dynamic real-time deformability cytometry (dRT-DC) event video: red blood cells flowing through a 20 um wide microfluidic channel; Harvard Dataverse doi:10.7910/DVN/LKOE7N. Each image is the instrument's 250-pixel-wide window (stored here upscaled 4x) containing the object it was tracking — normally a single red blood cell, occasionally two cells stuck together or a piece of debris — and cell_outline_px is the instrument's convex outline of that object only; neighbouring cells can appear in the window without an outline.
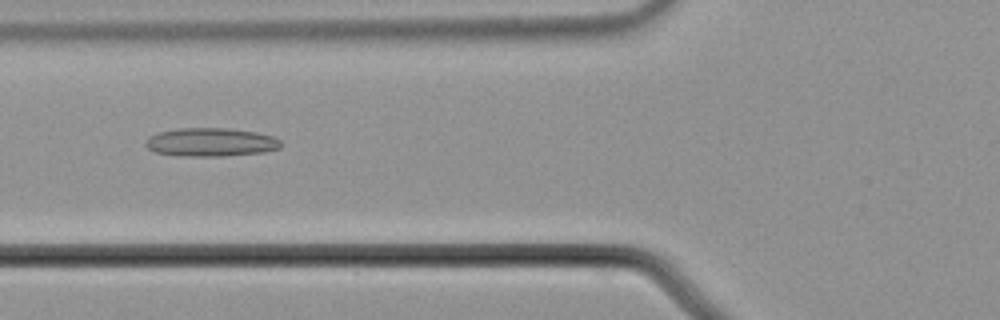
{"species": "common noctule bat (a hibernating species)", "species_latin": "Nyctalus noctula", "temperature_condition": "cold", "stored_images_in_passage": 56, "camera_frame_rate_fps": 3000, "um_per_image_px": 0.085, "animal": {"sex": "male", "body_mass_g": 21.5, "forearm_length_mm": 52.0}, "frame": {"image": 1, "passage_image": 22, "time_ms": 7.0, "image_size_px": [1000, 320], "cell_outline_px": [[284, 144], [280, 148], [264, 152], [224, 156], [180, 156], [156, 152], [148, 148], [144, 144], [148, 136], [160, 132], [180, 128], [228, 128], [256, 132], [272, 136], [280, 140]], "centroid_in_image_um": [17.94, 12.09], "position_along_channel_um": 107.9, "area_um2": 22.54}}
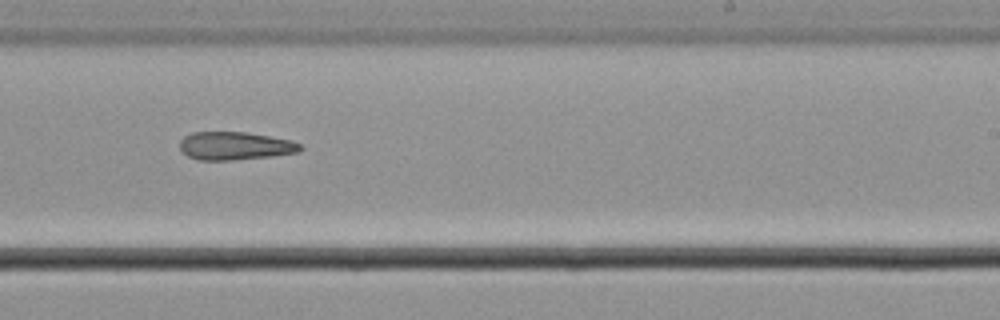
{"frame": {"image": 2, "passage_image": 35, "time_ms": 11.333, "image_size_px": [1000, 320], "cell_outline_px": [[304, 148], [300, 152], [272, 156], [232, 160], [200, 160], [188, 156], [180, 152], [180, 140], [184, 136], [192, 132], [244, 132], [292, 140], [300, 144]], "centroid_in_image_um": [19.97, 12.4], "position_along_channel_um": 269.0, "area_um2": 19.83}}
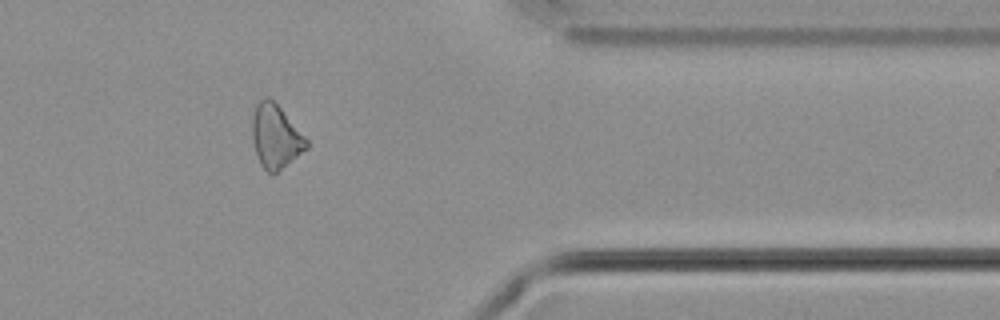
{"frame": {"image": 3, "passage_image": 46, "time_ms": 15.0, "image_size_px": [1000, 320], "cell_outline_px": [[308, 148], [272, 176], [260, 164], [252, 140], [252, 116], [256, 104], [260, 100], [268, 96], [280, 108], [308, 140]], "centroid_in_image_um": [23.41, 11.62], "position_along_channel_um": 388.0, "area_um2": 19.94}}